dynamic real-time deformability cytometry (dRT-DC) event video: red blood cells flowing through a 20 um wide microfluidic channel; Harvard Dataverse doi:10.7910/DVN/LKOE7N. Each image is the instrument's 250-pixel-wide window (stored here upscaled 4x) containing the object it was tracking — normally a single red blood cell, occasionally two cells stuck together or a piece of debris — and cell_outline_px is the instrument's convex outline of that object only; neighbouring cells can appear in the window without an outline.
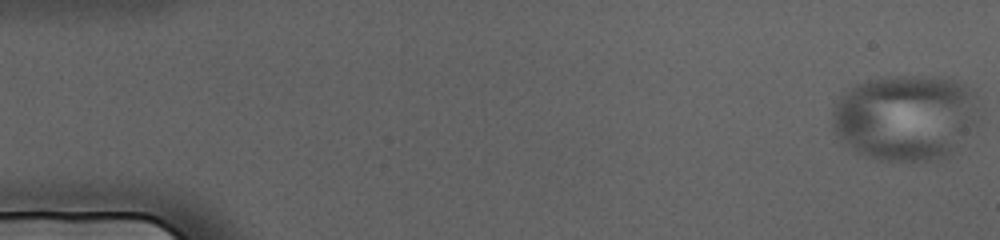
{"species": "human", "species_latin": "Homo sapiens", "temperature_condition": "cold", "stored_images_in_passage": 74, "camera_frame_rate_fps": 3000, "um_per_image_px": 0.085, "donor": {"sex": "female"}, "frame": {"image": 1, "passage_image": 1, "time_ms": 0.0, "image_size_px": [1000, 240], "cell_outline_px": [[984, 112], [976, 132], [960, 148], [944, 160], [892, 164], [872, 160], [852, 152], [832, 132], [832, 108], [836, 100], [852, 84], [876, 76], [952, 76], [976, 88]], "centroid_in_image_um": [77.09, 10.01], "position_along_channel_um": 7.9, "area_um2": 79.13}}
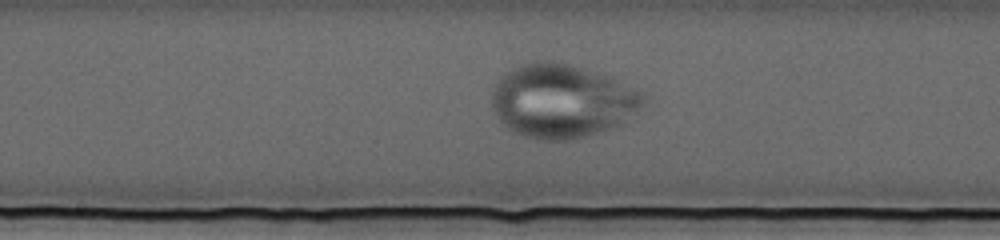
{"frame": {"image": 2, "passage_image": 39, "time_ms": 12.667, "image_size_px": [1000, 240], "cell_outline_px": [[648, 100], [624, 124], [616, 128], [576, 140], [536, 140], [512, 132], [492, 112], [492, 84], [504, 72], [512, 68], [536, 60], [552, 60], [572, 64], [612, 76], [644, 92], [648, 96]], "centroid_in_image_um": [47.81, 8.58], "position_along_channel_um": 200.4, "area_um2": 66.93}}
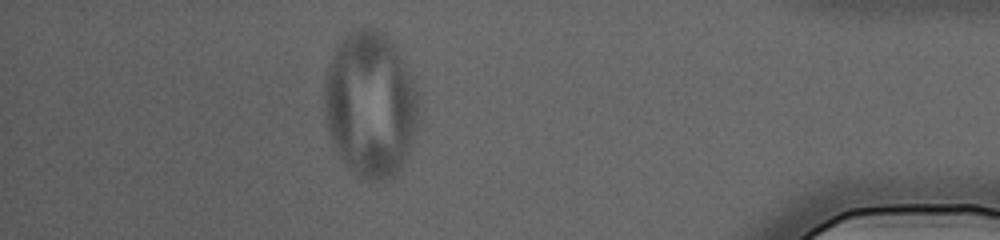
{"frame": {"image": 3, "passage_image": 66, "time_ms": 21.667, "image_size_px": [1000, 240], "cell_outline_px": [[420, 120], [408, 156], [396, 176], [384, 180], [364, 180], [356, 176], [348, 168], [336, 152], [324, 120], [324, 80], [328, 64], [336, 44], [348, 32], [364, 24], [376, 28], [392, 40], [396, 44], [412, 76], [420, 96]], "centroid_in_image_um": [31.5, 8.85], "position_along_channel_um": 403.7, "area_um2": 82.65}}